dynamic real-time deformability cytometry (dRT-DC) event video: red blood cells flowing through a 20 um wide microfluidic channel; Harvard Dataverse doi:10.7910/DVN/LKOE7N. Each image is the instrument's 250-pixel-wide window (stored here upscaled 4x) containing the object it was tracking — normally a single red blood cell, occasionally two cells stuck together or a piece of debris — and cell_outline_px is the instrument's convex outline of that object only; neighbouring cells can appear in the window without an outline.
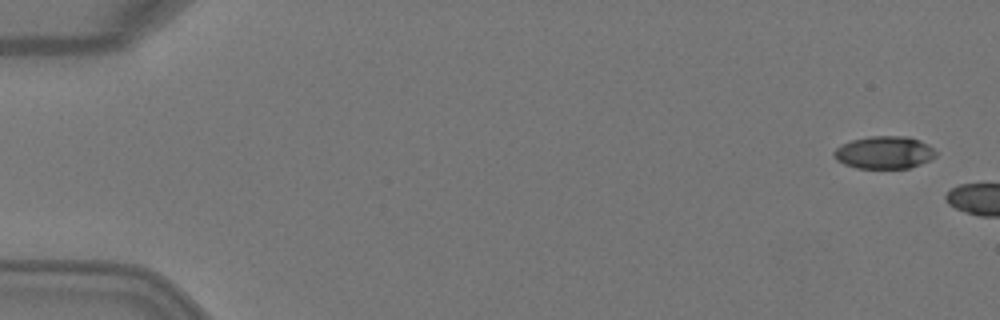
{"species": "Egyptian fruit bat (a non-hibernating species)", "species_latin": "Rousettus aegyptiacus", "temperature_condition": "warm", "stored_images_in_passage": 6, "camera_frame_rate_fps": 3000, "um_per_image_px": 0.085, "animal": {"sex": "female"}, "frame": {"image": 1, "passage_image": 1, "time_ms": 0.0, "image_size_px": [1000, 320], "cell_outline_px": [[936, 156], [920, 164], [908, 168], [856, 168], [844, 164], [836, 160], [832, 156], [832, 152], [836, 148], [852, 140], [872, 136], [908, 136], [920, 140], [928, 144], [936, 152]], "centroid_in_image_um": [75.15, 12.96], "position_along_channel_um": 9.9, "area_um2": 19.31}}
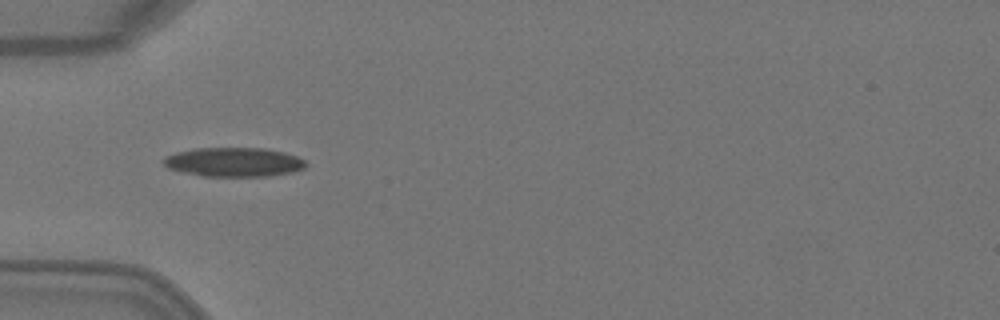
{"frame": {"image": 2, "passage_image": 5, "time_ms": 1.333, "image_size_px": [1000, 320], "cell_outline_px": [[308, 164], [304, 168], [292, 172], [268, 176], [200, 176], [168, 168], [164, 164], [164, 156], [176, 152], [196, 148], [264, 148], [284, 152], [296, 156], [304, 160]], "centroid_in_image_um": [19.88, 13.77], "position_along_channel_um": 65.1, "area_um2": 24.16}}